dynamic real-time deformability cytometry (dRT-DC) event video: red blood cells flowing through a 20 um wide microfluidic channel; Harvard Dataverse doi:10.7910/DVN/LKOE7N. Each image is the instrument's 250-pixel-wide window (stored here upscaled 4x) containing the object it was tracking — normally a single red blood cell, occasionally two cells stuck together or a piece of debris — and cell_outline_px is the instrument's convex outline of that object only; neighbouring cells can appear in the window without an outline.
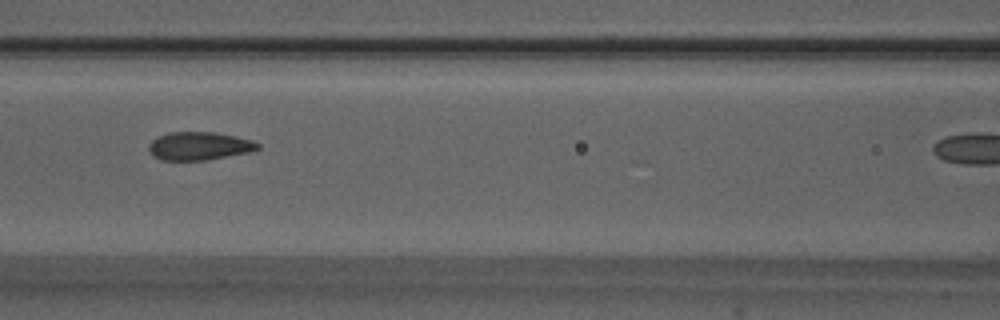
{"species": "Egyptian fruit bat (a non-hibernating species)", "species_latin": "Rousettus aegyptiacus", "temperature_condition": "warm", "stored_images_in_passage": 29, "camera_frame_rate_fps": 3000, "um_per_image_px": 0.085, "animal": {"sex": "male"}, "frame": {"image": 1, "passage_image": 9, "time_ms": 2.667, "image_size_px": [1000, 320], "cell_outline_px": [[260, 148], [252, 152], [204, 160], [160, 160], [152, 156], [148, 148], [148, 144], [156, 136], [168, 132], [216, 132], [236, 136], [252, 140], [260, 144]], "centroid_in_image_um": [16.92, 12.4], "position_along_channel_um": 149.7, "area_um2": 18.15}}